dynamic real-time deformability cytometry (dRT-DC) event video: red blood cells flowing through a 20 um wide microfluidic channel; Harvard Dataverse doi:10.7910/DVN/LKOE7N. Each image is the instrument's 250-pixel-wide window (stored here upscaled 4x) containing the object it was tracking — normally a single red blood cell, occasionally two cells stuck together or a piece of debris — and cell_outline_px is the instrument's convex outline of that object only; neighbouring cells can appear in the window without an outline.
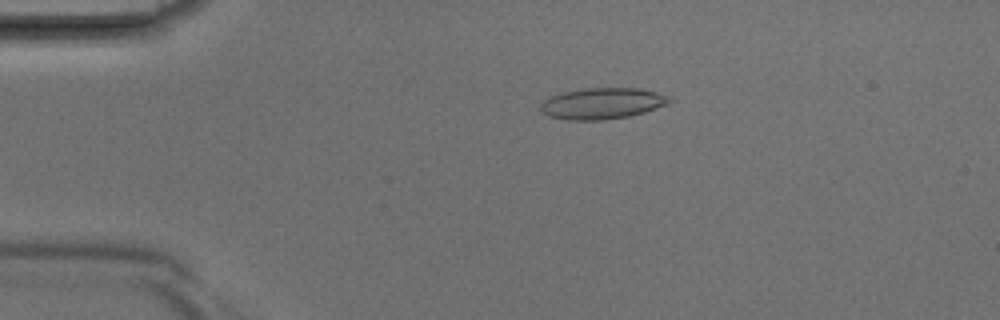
{"species": "Egyptian fruit bat (a non-hibernating species)", "species_latin": "Rousettus aegyptiacus", "temperature_condition": "room temperature", "stored_images_in_passage": 40, "camera_frame_rate_fps": 3000, "um_per_image_px": 0.085, "animal": {"sex": "male"}, "frame": {"image": 1, "passage_image": 8, "time_ms": 2.333, "image_size_px": [1000, 320], "cell_outline_px": [[676, 100], [668, 104], [644, 112], [628, 116], [604, 120], [568, 120], [548, 116], [540, 108], [540, 104], [544, 100], [552, 96], [564, 92], [588, 88], [636, 88], [656, 92], [672, 96]], "centroid_in_image_um": [51.25, 8.79], "position_along_channel_um": 33.7, "area_um2": 23.41}}
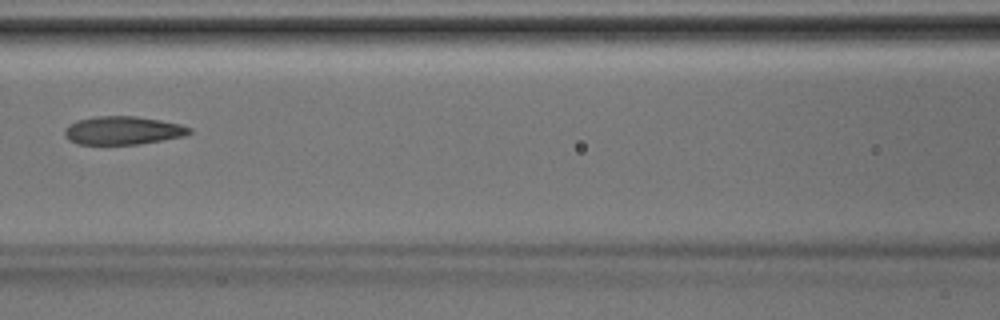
{"frame": {"image": 2, "passage_image": 18, "time_ms": 5.667, "image_size_px": [1000, 320], "cell_outline_px": [[192, 132], [184, 136], [140, 144], [76, 144], [68, 140], [64, 136], [64, 128], [76, 120], [96, 116], [136, 116], [160, 120], [180, 124], [192, 128]], "centroid_in_image_um": [10.42, 11.09], "position_along_channel_um": 156.2, "area_um2": 20.69}}
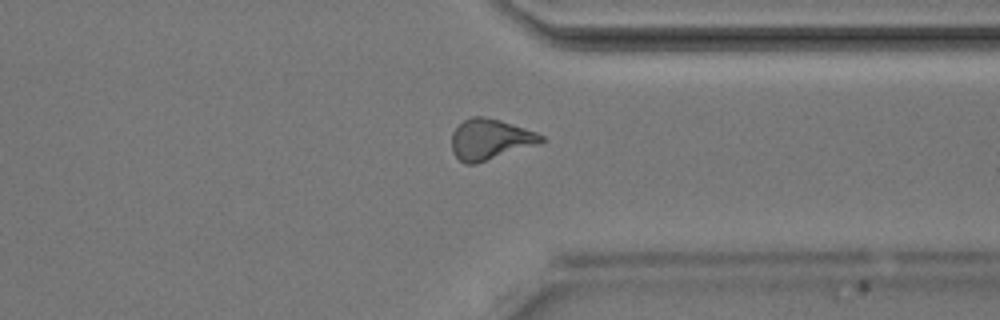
{"frame": {"image": 3, "passage_image": 31, "time_ms": 10.0, "image_size_px": [1000, 320], "cell_outline_px": [[544, 140], [540, 144], [476, 164], [464, 164], [452, 152], [452, 132], [464, 120], [472, 116], [484, 116], [500, 120], [536, 132], [544, 136]], "centroid_in_image_um": [41.66, 11.85], "position_along_channel_um": 369.7, "area_um2": 21.27}}